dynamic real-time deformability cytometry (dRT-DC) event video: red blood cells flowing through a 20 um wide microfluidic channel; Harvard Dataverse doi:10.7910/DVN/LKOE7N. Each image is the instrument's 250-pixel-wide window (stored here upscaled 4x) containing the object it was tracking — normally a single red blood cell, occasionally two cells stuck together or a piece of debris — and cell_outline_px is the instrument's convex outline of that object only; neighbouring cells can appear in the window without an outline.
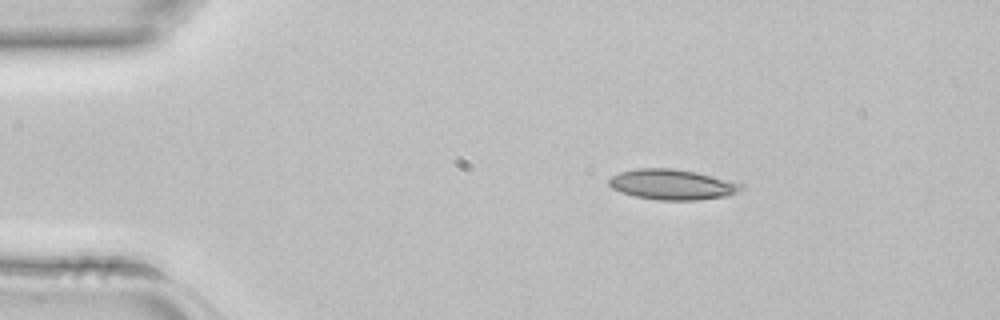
{"species": "common noctule bat (a hibernating species)", "species_latin": "Nyctalus noctula", "temperature_condition": "room temperature", "stored_images_in_passage": 3, "camera_frame_rate_fps": 3000, "um_per_image_px": 0.085, "animal": {"sex": "female", "body_mass_g": 22.7, "forearm_length_mm": 54.2}, "frame": {"image": 1, "passage_image": 1, "time_ms": 0.0, "image_size_px": [1000, 320], "cell_outline_px": [[744, 188], [728, 196], [696, 200], [660, 200], [636, 196], [620, 192], [612, 188], [608, 184], [608, 180], [612, 176], [620, 172], [640, 168], [672, 168], [696, 172], [744, 184]], "centroid_in_image_um": [57.14, 15.68], "position_along_channel_um": 27.9, "area_um2": 23.29}}
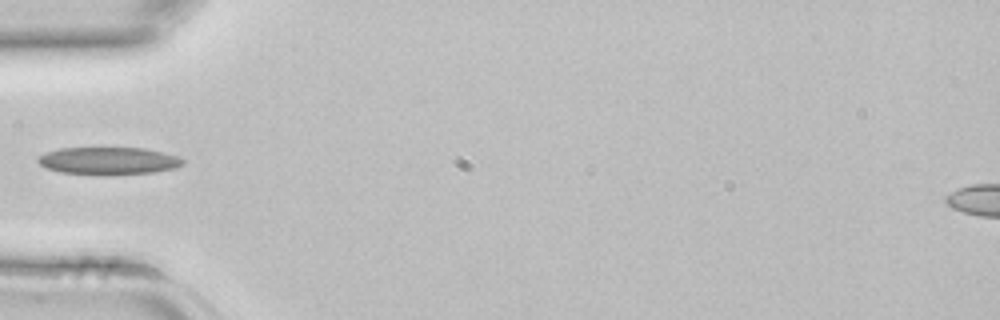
{"frame": {"image": 2, "passage_image": 3, "time_ms": 0.667, "image_size_px": [1000, 320], "cell_outline_px": [[184, 164], [176, 168], [152, 172], [112, 176], [60, 172], [48, 168], [40, 164], [36, 160], [40, 156], [48, 152], [60, 148], [144, 148], [176, 156], [184, 160]], "centroid_in_image_um": [9.24, 13.69], "position_along_channel_um": 75.8, "area_um2": 23.18}}